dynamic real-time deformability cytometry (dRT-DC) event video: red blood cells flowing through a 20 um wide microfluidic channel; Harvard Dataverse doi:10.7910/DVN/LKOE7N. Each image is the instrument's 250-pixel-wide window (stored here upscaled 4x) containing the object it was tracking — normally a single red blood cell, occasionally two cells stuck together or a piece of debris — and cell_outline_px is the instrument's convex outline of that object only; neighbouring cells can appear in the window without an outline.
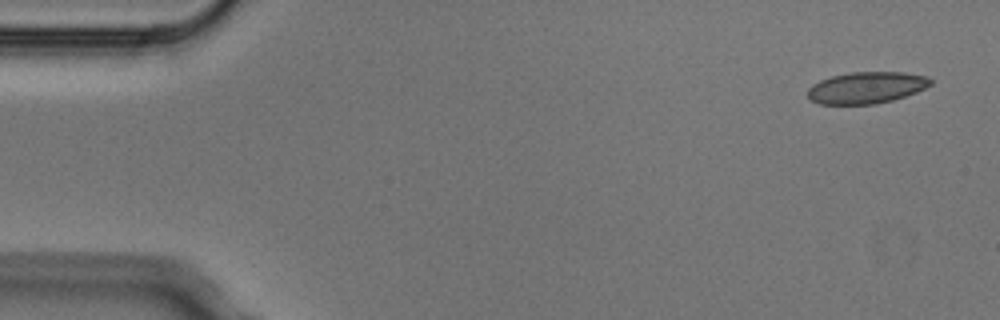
{"species": "Egyptian fruit bat (a non-hibernating species)", "species_latin": "Rousettus aegyptiacus", "temperature_condition": "cold", "stored_images_in_passage": 6, "camera_frame_rate_fps": 3000, "um_per_image_px": 0.085, "animal": {"sex": "male"}, "frame": {"image": 1, "passage_image": 1, "time_ms": 0.0, "image_size_px": [1000, 320], "cell_outline_px": [[932, 84], [916, 92], [892, 100], [876, 104], [820, 104], [812, 100], [808, 96], [808, 88], [812, 84], [820, 80], [832, 76], [852, 72], [904, 72], [928, 76], [932, 80]], "centroid_in_image_um": [73.66, 7.44], "position_along_channel_um": 11.3, "area_um2": 22.6}}
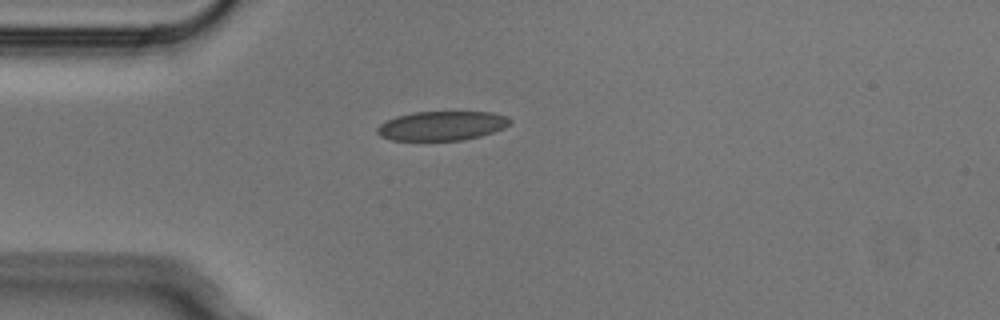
{"frame": {"image": 2, "passage_image": 4, "time_ms": 1.0, "image_size_px": [1000, 320], "cell_outline_px": [[512, 124], [504, 128], [480, 136], [464, 140], [392, 140], [380, 136], [376, 132], [376, 128], [380, 124], [396, 116], [412, 112], [492, 112], [508, 116], [512, 120]], "centroid_in_image_um": [37.58, 10.69], "position_along_channel_um": 47.4, "area_um2": 22.77}}